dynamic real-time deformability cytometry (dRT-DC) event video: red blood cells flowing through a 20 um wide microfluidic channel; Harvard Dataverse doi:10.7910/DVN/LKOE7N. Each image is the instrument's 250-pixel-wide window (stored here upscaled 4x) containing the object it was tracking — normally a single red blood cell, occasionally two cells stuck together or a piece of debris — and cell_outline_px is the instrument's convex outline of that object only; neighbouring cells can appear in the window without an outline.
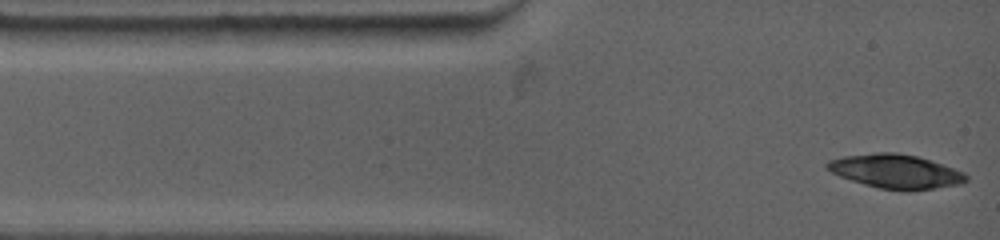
{"species": "common noctule bat (a hibernating species)", "species_latin": "Nyctalus noctula", "temperature_condition": "warm", "stored_images_in_passage": 3, "camera_frame_rate_fps": 4500, "um_per_image_px": 0.085, "animal": {"sex": "female", "body_mass_g": 19.0, "forearm_length_mm": 53.3}, "frame": {"image": 1, "passage_image": 1, "time_ms": 0.0, "image_size_px": [1000, 240], "cell_outline_px": [[968, 180], [956, 184], [932, 188], [880, 188], [864, 184], [840, 176], [824, 168], [824, 164], [828, 160], [844, 156], [876, 152], [896, 152], [916, 156], [964, 172], [968, 176]], "centroid_in_image_um": [76.05, 14.52], "position_along_channel_um": 9.0, "area_um2": 26.59}}